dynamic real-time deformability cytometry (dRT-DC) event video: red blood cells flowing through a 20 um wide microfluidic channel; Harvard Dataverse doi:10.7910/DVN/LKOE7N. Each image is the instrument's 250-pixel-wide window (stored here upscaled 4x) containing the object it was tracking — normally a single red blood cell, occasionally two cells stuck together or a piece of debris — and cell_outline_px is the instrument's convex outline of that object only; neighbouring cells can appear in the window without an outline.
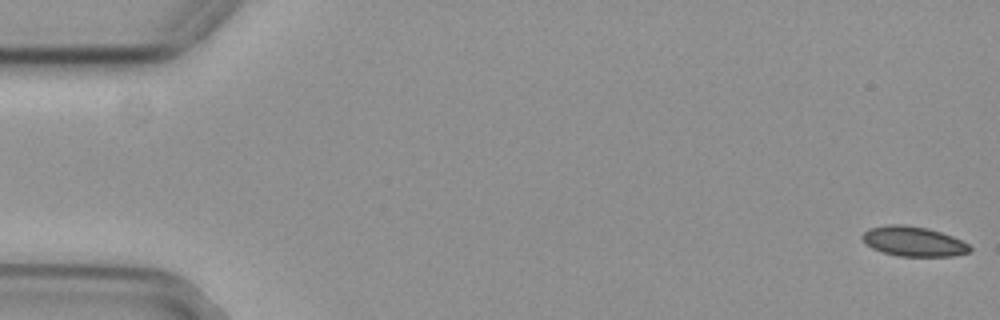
{"species": "common noctule bat (a hibernating species)", "species_latin": "Nyctalus noctula", "temperature_condition": "cold", "stored_images_in_passage": 49, "camera_frame_rate_fps": 3000, "um_per_image_px": 0.085, "animal": {"sex": "female", "body_mass_g": 29.2, "forearm_length_mm": 56.3}, "frame": {"image": 1, "passage_image": 1, "time_ms": 0.0, "image_size_px": [1000, 320], "cell_outline_px": [[972, 252], [952, 256], [900, 256], [884, 252], [872, 248], [860, 236], [868, 228], [888, 224], [904, 224], [928, 228], [952, 236], [968, 244], [972, 248]], "centroid_in_image_um": [77.66, 20.51], "position_along_channel_um": 7.3, "area_um2": 18.67}}
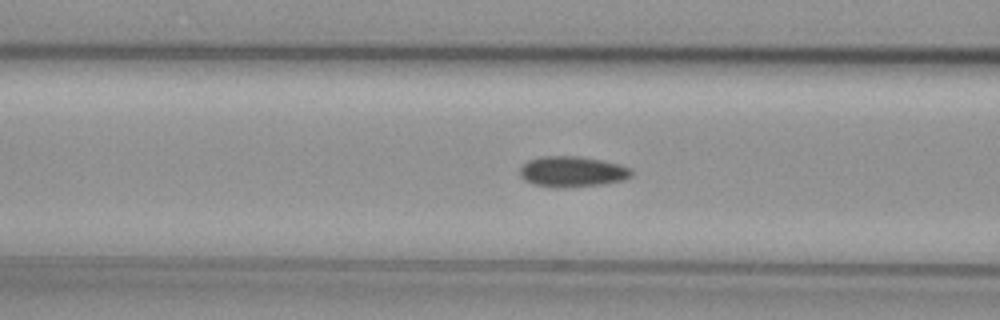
{"frame": {"image": 2, "passage_image": 22, "time_ms": 7.0, "image_size_px": [1000, 320], "cell_outline_px": [[632, 176], [624, 180], [604, 184], [564, 188], [556, 188], [532, 184], [524, 180], [520, 176], [520, 168], [528, 160], [540, 156], [576, 156], [600, 160], [620, 164], [632, 168]], "centroid_in_image_um": [48.64, 14.6], "position_along_channel_um": 118.0, "area_um2": 20.17}}
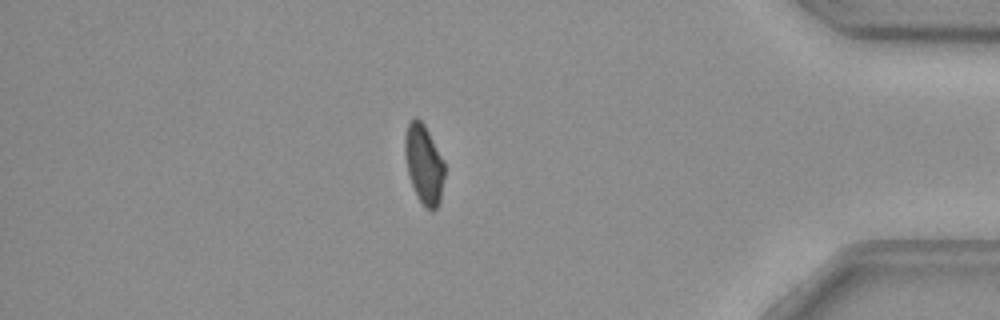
{"frame": {"image": 3, "passage_image": 48, "time_ms": 15.667, "image_size_px": [1000, 320], "cell_outline_px": [[444, 176], [440, 204], [432, 212], [424, 208], [416, 196], [408, 172], [404, 152], [404, 140], [408, 124], [412, 120], [420, 120], [424, 124], [444, 160]], "centroid_in_image_um": [36.05, 14.03], "position_along_channel_um": 399.2, "area_um2": 18.32}}